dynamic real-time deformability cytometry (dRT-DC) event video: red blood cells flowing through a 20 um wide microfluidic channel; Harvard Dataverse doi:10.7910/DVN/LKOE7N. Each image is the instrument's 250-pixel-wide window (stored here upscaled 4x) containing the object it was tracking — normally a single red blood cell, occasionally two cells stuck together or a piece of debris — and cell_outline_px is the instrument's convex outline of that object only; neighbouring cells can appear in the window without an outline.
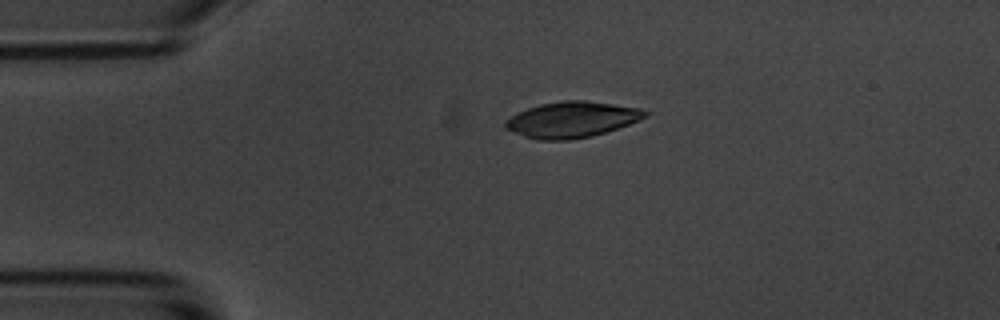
{"species": "common noctule bat (a hibernating species)", "species_latin": "Nyctalus noctula", "temperature_condition": "room temperature", "stored_images_in_passage": 2, "camera_frame_rate_fps": 3000, "um_per_image_px": 0.085, "animal": {"sex": "male", "body_mass_g": 20.1, "forearm_length_mm": 53.5}, "frame": {"image": 1, "passage_image": 1, "time_ms": 0.0, "image_size_px": [1000, 320], "cell_outline_px": [[648, 116], [640, 120], [592, 136], [568, 140], [540, 140], [524, 136], [504, 128], [504, 124], [512, 116], [528, 108], [540, 104], [564, 100], [584, 100], [640, 108], [648, 112]], "centroid_in_image_um": [48.62, 10.16], "position_along_channel_um": 36.4, "area_um2": 28.84}}